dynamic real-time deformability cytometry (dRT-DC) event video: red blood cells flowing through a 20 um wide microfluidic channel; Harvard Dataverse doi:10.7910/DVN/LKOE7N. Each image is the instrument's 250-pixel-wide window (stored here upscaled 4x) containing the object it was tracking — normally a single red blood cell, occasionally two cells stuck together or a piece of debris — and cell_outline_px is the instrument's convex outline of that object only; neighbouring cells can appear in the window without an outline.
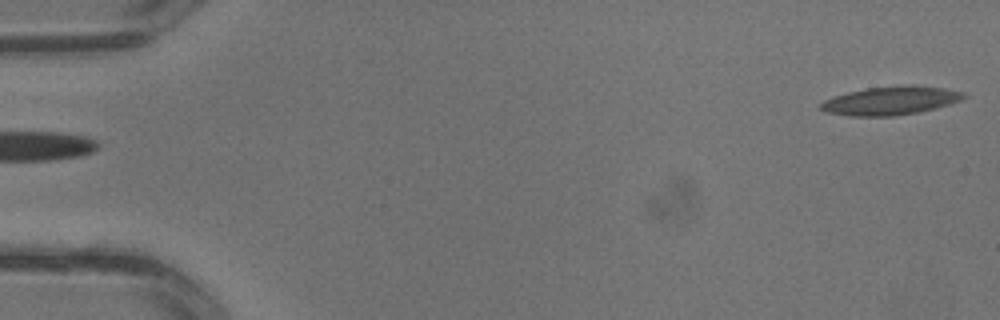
{"species": "common noctule bat (a hibernating species)", "species_latin": "Nyctalus noctula", "temperature_condition": "warm", "stored_images_in_passage": 2, "camera_frame_rate_fps": 3000, "um_per_image_px": 0.085, "animal": {"sex": "male", "body_mass_g": 13.3}, "frame": {"image": 1, "passage_image": 1, "time_ms": 0.0, "image_size_px": [1000, 320], "cell_outline_px": [[968, 96], [960, 100], [948, 104], [916, 112], [892, 116], [848, 116], [828, 112], [820, 108], [820, 104], [824, 100], [848, 92], [868, 88], [904, 84], [912, 84], [944, 88], [964, 92]], "centroid_in_image_um": [75.71, 8.54], "position_along_channel_um": 9.3, "area_um2": 23.52}}